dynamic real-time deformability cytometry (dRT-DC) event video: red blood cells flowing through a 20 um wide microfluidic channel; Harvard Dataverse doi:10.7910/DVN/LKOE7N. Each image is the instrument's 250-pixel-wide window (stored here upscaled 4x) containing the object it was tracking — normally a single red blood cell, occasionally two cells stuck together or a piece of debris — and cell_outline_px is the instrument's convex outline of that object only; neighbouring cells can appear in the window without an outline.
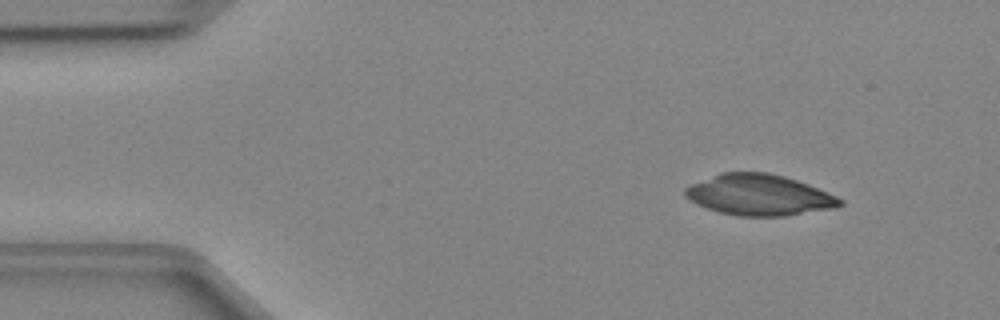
{"species": "Egyptian fruit bat (a non-hibernating species)", "species_latin": "Rousettus aegyptiacus", "temperature_condition": "cold", "stored_images_in_passage": 45, "camera_frame_rate_fps": 3000, "um_per_image_px": 0.085, "animal": {"sex": "female"}, "frame": {"image": 1, "passage_image": 4, "time_ms": 1.0, "image_size_px": [1000, 320], "cell_outline_px": [[844, 204], [836, 208], [784, 216], [740, 216], [720, 212], [696, 204], [684, 196], [684, 188], [688, 184], [720, 172], [768, 172], [784, 176], [808, 184], [828, 192], [844, 200]], "centroid_in_image_um": [64.51, 16.56], "position_along_channel_um": 20.5, "area_um2": 37.22}}
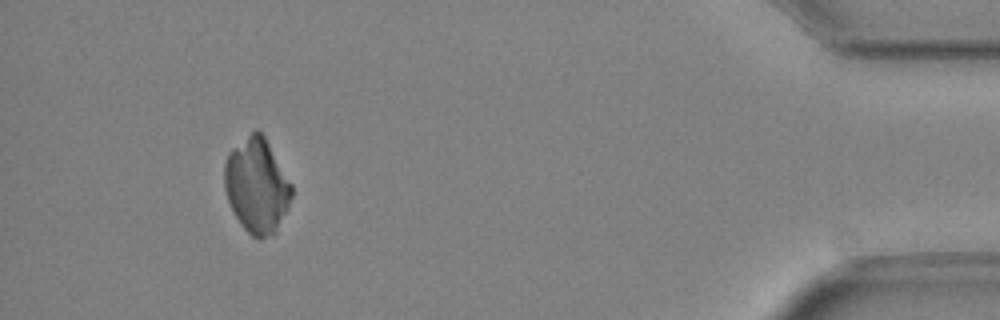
{"frame": {"image": 2, "passage_image": 42, "time_ms": 13.667, "image_size_px": [1000, 320], "cell_outline_px": [[292, 196], [288, 208], [276, 232], [272, 236], [260, 240], [256, 240], [240, 224], [228, 200], [224, 188], [224, 164], [228, 152], [232, 148], [256, 128], [264, 136], [292, 184]], "centroid_in_image_um": [21.83, 15.81], "position_along_channel_um": 413.4, "area_um2": 37.22}}